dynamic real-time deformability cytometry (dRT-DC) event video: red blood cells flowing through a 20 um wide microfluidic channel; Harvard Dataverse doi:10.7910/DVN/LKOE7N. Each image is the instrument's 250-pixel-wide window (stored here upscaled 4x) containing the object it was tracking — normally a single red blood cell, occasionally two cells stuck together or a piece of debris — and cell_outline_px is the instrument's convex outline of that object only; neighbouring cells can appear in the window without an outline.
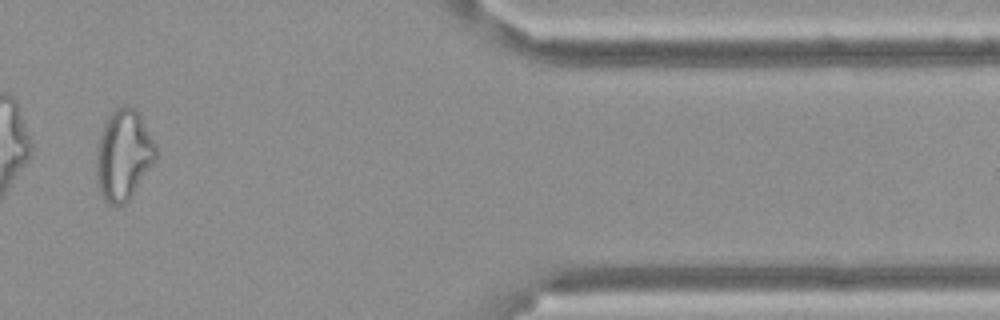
{"species": "Egyptian fruit bat (a non-hibernating species)", "species_latin": "Rousettus aegyptiacus", "temperature_condition": "cold", "stored_images_in_passage": 11, "camera_frame_rate_fps": 3000, "um_per_image_px": 0.085, "frame": {"image": 1, "passage_image": 10, "time_ms": 3.0, "image_size_px": [1000, 320], "cell_outline_px": [[156, 160], [132, 196], [124, 204], [108, 204], [104, 200], [100, 192], [96, 180], [96, 148], [104, 124], [108, 116], [116, 108], [124, 104], [128, 104], [136, 108], [156, 144]], "centroid_in_image_um": [10.49, 13.16], "position_along_channel_um": 400.9, "area_um2": 31.62}}